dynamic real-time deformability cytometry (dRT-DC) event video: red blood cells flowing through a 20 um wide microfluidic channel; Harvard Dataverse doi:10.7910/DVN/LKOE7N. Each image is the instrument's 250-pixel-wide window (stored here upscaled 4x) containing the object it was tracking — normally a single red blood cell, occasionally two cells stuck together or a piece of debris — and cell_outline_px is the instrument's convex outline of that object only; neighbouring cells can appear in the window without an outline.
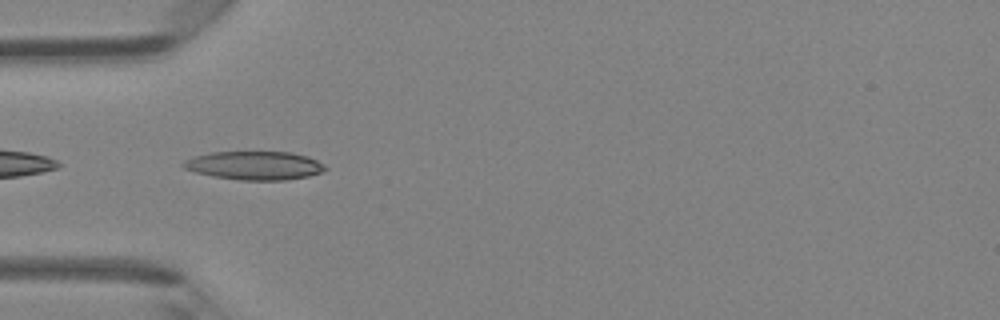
{"species": "Egyptian fruit bat (a non-hibernating species)", "species_latin": "Rousettus aegyptiacus", "temperature_condition": "room temperature", "stored_images_in_passage": 13, "camera_frame_rate_fps": 3000, "um_per_image_px": 0.085, "animal": {"sex": "female"}, "frame": {"image": 1, "passage_image": 8, "time_ms": 2.333, "image_size_px": [1000, 320], "cell_outline_px": [[328, 168], [320, 172], [308, 176], [284, 180], [240, 180], [212, 176], [196, 172], [184, 168], [180, 164], [184, 160], [196, 156], [212, 152], [292, 152], [308, 156], [324, 164]], "centroid_in_image_um": [21.64, 14.06], "position_along_channel_um": 63.4, "area_um2": 23.52}}